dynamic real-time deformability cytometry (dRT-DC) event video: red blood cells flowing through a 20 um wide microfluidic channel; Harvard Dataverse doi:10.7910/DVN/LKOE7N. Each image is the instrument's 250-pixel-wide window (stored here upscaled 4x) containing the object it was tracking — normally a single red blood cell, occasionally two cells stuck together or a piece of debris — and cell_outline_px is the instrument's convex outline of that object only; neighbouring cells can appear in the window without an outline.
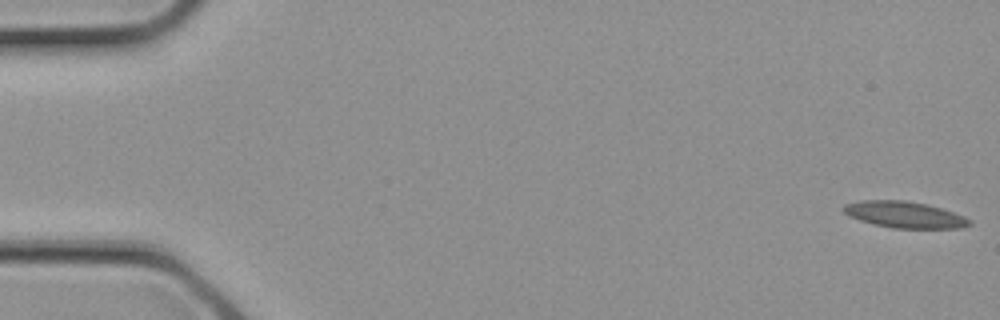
{"species": "common noctule bat (a hibernating species)", "species_latin": "Nyctalus noctula", "temperature_condition": "cold", "stored_images_in_passage": 21, "camera_frame_rate_fps": 3000, "um_per_image_px": 0.085, "animal": {"sex": "female", "body_mass_g": 21.9}, "frame": {"image": 1, "passage_image": 1, "time_ms": 0.0, "image_size_px": [1000, 320], "cell_outline_px": [[972, 224], [964, 228], [892, 228], [872, 224], [848, 216], [840, 208], [844, 204], [860, 200], [904, 200], [924, 204], [940, 208], [964, 216], [972, 220]], "centroid_in_image_um": [76.85, 18.25], "position_along_channel_um": 8.1, "area_um2": 19.48}}
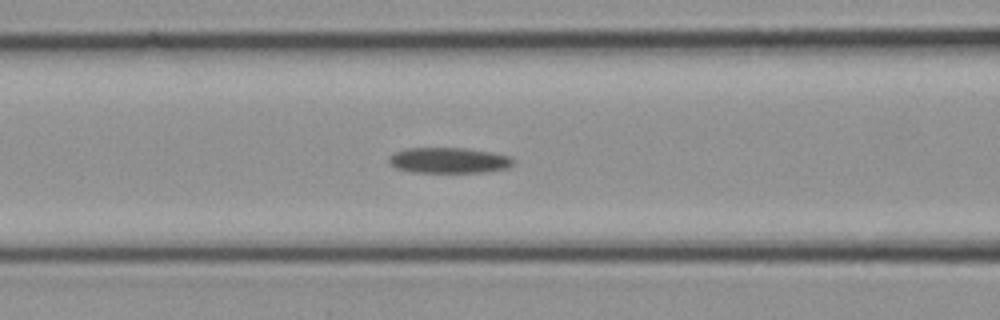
{"frame": {"image": 2, "passage_image": 12, "time_ms": 3.667, "image_size_px": [1000, 320], "cell_outline_px": [[516, 160], [508, 168], [484, 172], [412, 172], [396, 168], [388, 164], [388, 156], [392, 152], [404, 148], [468, 148], [492, 152], [512, 156]], "centroid_in_image_um": [38.13, 13.62], "position_along_channel_um": 128.5, "area_um2": 18.96}}
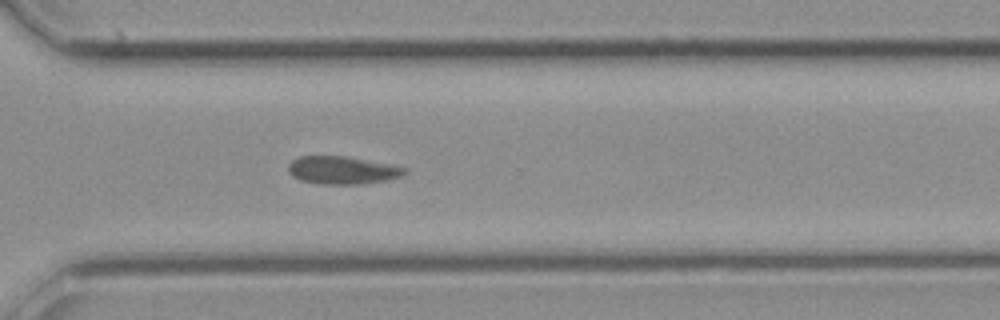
{"frame": {"image": 3, "passage_image": 21, "time_ms": 6.667, "image_size_px": [1000, 320], "cell_outline_px": [[408, 172], [404, 176], [388, 180], [360, 184], [320, 184], [300, 180], [292, 176], [288, 172], [288, 164], [292, 160], [300, 156], [348, 156], [392, 164], [408, 168]], "centroid_in_image_um": [29.15, 14.46], "position_along_channel_um": 341.5, "area_um2": 19.25}}